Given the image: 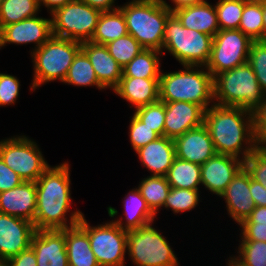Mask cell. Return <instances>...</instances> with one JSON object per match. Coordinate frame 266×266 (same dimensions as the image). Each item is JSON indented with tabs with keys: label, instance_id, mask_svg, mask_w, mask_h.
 Instances as JSON below:
<instances>
[{
	"label": "cell",
	"instance_id": "obj_1",
	"mask_svg": "<svg viewBox=\"0 0 266 266\" xmlns=\"http://www.w3.org/2000/svg\"><path fill=\"white\" fill-rule=\"evenodd\" d=\"M71 179L68 162L50 166L36 181V230H64L80 222V210L67 214L71 206ZM70 221H68V220Z\"/></svg>",
	"mask_w": 266,
	"mask_h": 266
},
{
	"label": "cell",
	"instance_id": "obj_2",
	"mask_svg": "<svg viewBox=\"0 0 266 266\" xmlns=\"http://www.w3.org/2000/svg\"><path fill=\"white\" fill-rule=\"evenodd\" d=\"M203 124L218 154L244 160L257 147L253 112L248 109L213 104L205 111Z\"/></svg>",
	"mask_w": 266,
	"mask_h": 266
},
{
	"label": "cell",
	"instance_id": "obj_3",
	"mask_svg": "<svg viewBox=\"0 0 266 266\" xmlns=\"http://www.w3.org/2000/svg\"><path fill=\"white\" fill-rule=\"evenodd\" d=\"M183 67V70L168 73L161 71L159 101L189 102L200 105L206 111L214 104L213 76L206 66L184 65Z\"/></svg>",
	"mask_w": 266,
	"mask_h": 266
},
{
	"label": "cell",
	"instance_id": "obj_4",
	"mask_svg": "<svg viewBox=\"0 0 266 266\" xmlns=\"http://www.w3.org/2000/svg\"><path fill=\"white\" fill-rule=\"evenodd\" d=\"M128 34L145 49L162 52L165 25L172 10L160 0H131L119 6Z\"/></svg>",
	"mask_w": 266,
	"mask_h": 266
},
{
	"label": "cell",
	"instance_id": "obj_5",
	"mask_svg": "<svg viewBox=\"0 0 266 266\" xmlns=\"http://www.w3.org/2000/svg\"><path fill=\"white\" fill-rule=\"evenodd\" d=\"M214 104L254 111L266 98L253 68L245 63L213 77Z\"/></svg>",
	"mask_w": 266,
	"mask_h": 266
},
{
	"label": "cell",
	"instance_id": "obj_6",
	"mask_svg": "<svg viewBox=\"0 0 266 266\" xmlns=\"http://www.w3.org/2000/svg\"><path fill=\"white\" fill-rule=\"evenodd\" d=\"M81 47V42L52 36L40 48L31 51L34 74L30 90L35 91L42 84L55 80L63 83Z\"/></svg>",
	"mask_w": 266,
	"mask_h": 266
},
{
	"label": "cell",
	"instance_id": "obj_7",
	"mask_svg": "<svg viewBox=\"0 0 266 266\" xmlns=\"http://www.w3.org/2000/svg\"><path fill=\"white\" fill-rule=\"evenodd\" d=\"M212 43V36L184 27L173 13L168 17L162 51H168L182 66H206Z\"/></svg>",
	"mask_w": 266,
	"mask_h": 266
},
{
	"label": "cell",
	"instance_id": "obj_8",
	"mask_svg": "<svg viewBox=\"0 0 266 266\" xmlns=\"http://www.w3.org/2000/svg\"><path fill=\"white\" fill-rule=\"evenodd\" d=\"M153 223L127 231V254L136 266H178L177 255L169 241Z\"/></svg>",
	"mask_w": 266,
	"mask_h": 266
},
{
	"label": "cell",
	"instance_id": "obj_9",
	"mask_svg": "<svg viewBox=\"0 0 266 266\" xmlns=\"http://www.w3.org/2000/svg\"><path fill=\"white\" fill-rule=\"evenodd\" d=\"M38 146L26 135L9 137L0 141V157L23 181L36 182L51 166Z\"/></svg>",
	"mask_w": 266,
	"mask_h": 266
},
{
	"label": "cell",
	"instance_id": "obj_10",
	"mask_svg": "<svg viewBox=\"0 0 266 266\" xmlns=\"http://www.w3.org/2000/svg\"><path fill=\"white\" fill-rule=\"evenodd\" d=\"M101 13L79 0L70 2L50 14L52 34L81 43L91 41Z\"/></svg>",
	"mask_w": 266,
	"mask_h": 266
},
{
	"label": "cell",
	"instance_id": "obj_11",
	"mask_svg": "<svg viewBox=\"0 0 266 266\" xmlns=\"http://www.w3.org/2000/svg\"><path fill=\"white\" fill-rule=\"evenodd\" d=\"M78 225L88 234L91 250L100 266H125L127 231L112 220L91 226L84 215Z\"/></svg>",
	"mask_w": 266,
	"mask_h": 266
},
{
	"label": "cell",
	"instance_id": "obj_12",
	"mask_svg": "<svg viewBox=\"0 0 266 266\" xmlns=\"http://www.w3.org/2000/svg\"><path fill=\"white\" fill-rule=\"evenodd\" d=\"M252 43L253 40L239 29L219 30L213 37L207 70L214 77L247 63Z\"/></svg>",
	"mask_w": 266,
	"mask_h": 266
},
{
	"label": "cell",
	"instance_id": "obj_13",
	"mask_svg": "<svg viewBox=\"0 0 266 266\" xmlns=\"http://www.w3.org/2000/svg\"><path fill=\"white\" fill-rule=\"evenodd\" d=\"M52 36L51 18L39 16L27 18L0 29V49L6 46L7 43L16 45L34 43V51Z\"/></svg>",
	"mask_w": 266,
	"mask_h": 266
},
{
	"label": "cell",
	"instance_id": "obj_14",
	"mask_svg": "<svg viewBox=\"0 0 266 266\" xmlns=\"http://www.w3.org/2000/svg\"><path fill=\"white\" fill-rule=\"evenodd\" d=\"M35 231L32 222L0 213V259L6 261L28 249Z\"/></svg>",
	"mask_w": 266,
	"mask_h": 266
},
{
	"label": "cell",
	"instance_id": "obj_15",
	"mask_svg": "<svg viewBox=\"0 0 266 266\" xmlns=\"http://www.w3.org/2000/svg\"><path fill=\"white\" fill-rule=\"evenodd\" d=\"M244 166V160L216 153L201 165V183L204 188L221 196L234 176Z\"/></svg>",
	"mask_w": 266,
	"mask_h": 266
},
{
	"label": "cell",
	"instance_id": "obj_16",
	"mask_svg": "<svg viewBox=\"0 0 266 266\" xmlns=\"http://www.w3.org/2000/svg\"><path fill=\"white\" fill-rule=\"evenodd\" d=\"M30 247L37 266H69L64 230H36Z\"/></svg>",
	"mask_w": 266,
	"mask_h": 266
},
{
	"label": "cell",
	"instance_id": "obj_17",
	"mask_svg": "<svg viewBox=\"0 0 266 266\" xmlns=\"http://www.w3.org/2000/svg\"><path fill=\"white\" fill-rule=\"evenodd\" d=\"M205 110L184 101L165 102L164 136L175 139L204 122Z\"/></svg>",
	"mask_w": 266,
	"mask_h": 266
},
{
	"label": "cell",
	"instance_id": "obj_18",
	"mask_svg": "<svg viewBox=\"0 0 266 266\" xmlns=\"http://www.w3.org/2000/svg\"><path fill=\"white\" fill-rule=\"evenodd\" d=\"M225 200L227 213L239 225L255 209L250 193V174L243 166L219 196Z\"/></svg>",
	"mask_w": 266,
	"mask_h": 266
},
{
	"label": "cell",
	"instance_id": "obj_19",
	"mask_svg": "<svg viewBox=\"0 0 266 266\" xmlns=\"http://www.w3.org/2000/svg\"><path fill=\"white\" fill-rule=\"evenodd\" d=\"M174 144L177 158L198 165L204 164L216 154L213 141L204 124L175 138Z\"/></svg>",
	"mask_w": 266,
	"mask_h": 266
},
{
	"label": "cell",
	"instance_id": "obj_20",
	"mask_svg": "<svg viewBox=\"0 0 266 266\" xmlns=\"http://www.w3.org/2000/svg\"><path fill=\"white\" fill-rule=\"evenodd\" d=\"M36 211V182L23 181L0 193V213L26 219L34 224Z\"/></svg>",
	"mask_w": 266,
	"mask_h": 266
},
{
	"label": "cell",
	"instance_id": "obj_21",
	"mask_svg": "<svg viewBox=\"0 0 266 266\" xmlns=\"http://www.w3.org/2000/svg\"><path fill=\"white\" fill-rule=\"evenodd\" d=\"M122 203L123 208L125 209V222L122 221L120 217L113 220V218L118 214V211L111 206L107 207L108 215L122 230H136L154 222L156 214L149 208L137 187L133 188L127 193V195H125Z\"/></svg>",
	"mask_w": 266,
	"mask_h": 266
},
{
	"label": "cell",
	"instance_id": "obj_22",
	"mask_svg": "<svg viewBox=\"0 0 266 266\" xmlns=\"http://www.w3.org/2000/svg\"><path fill=\"white\" fill-rule=\"evenodd\" d=\"M81 50L91 62L98 81L106 89L113 90L122 78V67L109 54L107 47L86 41L82 43Z\"/></svg>",
	"mask_w": 266,
	"mask_h": 266
},
{
	"label": "cell",
	"instance_id": "obj_23",
	"mask_svg": "<svg viewBox=\"0 0 266 266\" xmlns=\"http://www.w3.org/2000/svg\"><path fill=\"white\" fill-rule=\"evenodd\" d=\"M142 166L154 176H166L176 157L174 140L161 136L136 151Z\"/></svg>",
	"mask_w": 266,
	"mask_h": 266
},
{
	"label": "cell",
	"instance_id": "obj_24",
	"mask_svg": "<svg viewBox=\"0 0 266 266\" xmlns=\"http://www.w3.org/2000/svg\"><path fill=\"white\" fill-rule=\"evenodd\" d=\"M113 91L137 109L159 101V78L122 77Z\"/></svg>",
	"mask_w": 266,
	"mask_h": 266
},
{
	"label": "cell",
	"instance_id": "obj_25",
	"mask_svg": "<svg viewBox=\"0 0 266 266\" xmlns=\"http://www.w3.org/2000/svg\"><path fill=\"white\" fill-rule=\"evenodd\" d=\"M172 13L188 29H194L212 37L220 30L215 5L207 1L173 8Z\"/></svg>",
	"mask_w": 266,
	"mask_h": 266
},
{
	"label": "cell",
	"instance_id": "obj_26",
	"mask_svg": "<svg viewBox=\"0 0 266 266\" xmlns=\"http://www.w3.org/2000/svg\"><path fill=\"white\" fill-rule=\"evenodd\" d=\"M65 243L69 266H100L88 234L79 225L65 229Z\"/></svg>",
	"mask_w": 266,
	"mask_h": 266
},
{
	"label": "cell",
	"instance_id": "obj_27",
	"mask_svg": "<svg viewBox=\"0 0 266 266\" xmlns=\"http://www.w3.org/2000/svg\"><path fill=\"white\" fill-rule=\"evenodd\" d=\"M127 34L128 30L124 15L118 8L101 13L91 42L106 45Z\"/></svg>",
	"mask_w": 266,
	"mask_h": 266
},
{
	"label": "cell",
	"instance_id": "obj_28",
	"mask_svg": "<svg viewBox=\"0 0 266 266\" xmlns=\"http://www.w3.org/2000/svg\"><path fill=\"white\" fill-rule=\"evenodd\" d=\"M163 53L155 49L142 50L122 68V77L160 78Z\"/></svg>",
	"mask_w": 266,
	"mask_h": 266
},
{
	"label": "cell",
	"instance_id": "obj_29",
	"mask_svg": "<svg viewBox=\"0 0 266 266\" xmlns=\"http://www.w3.org/2000/svg\"><path fill=\"white\" fill-rule=\"evenodd\" d=\"M165 177L172 188L200 190L201 165L175 157Z\"/></svg>",
	"mask_w": 266,
	"mask_h": 266
},
{
	"label": "cell",
	"instance_id": "obj_30",
	"mask_svg": "<svg viewBox=\"0 0 266 266\" xmlns=\"http://www.w3.org/2000/svg\"><path fill=\"white\" fill-rule=\"evenodd\" d=\"M63 83L74 86H96L98 89H106L99 81L87 55L80 50L69 67Z\"/></svg>",
	"mask_w": 266,
	"mask_h": 266
},
{
	"label": "cell",
	"instance_id": "obj_31",
	"mask_svg": "<svg viewBox=\"0 0 266 266\" xmlns=\"http://www.w3.org/2000/svg\"><path fill=\"white\" fill-rule=\"evenodd\" d=\"M149 208L157 214L163 207L171 186L165 176L149 175L139 182L137 187Z\"/></svg>",
	"mask_w": 266,
	"mask_h": 266
},
{
	"label": "cell",
	"instance_id": "obj_32",
	"mask_svg": "<svg viewBox=\"0 0 266 266\" xmlns=\"http://www.w3.org/2000/svg\"><path fill=\"white\" fill-rule=\"evenodd\" d=\"M40 11L38 0H4L0 6V29L27 18Z\"/></svg>",
	"mask_w": 266,
	"mask_h": 266
},
{
	"label": "cell",
	"instance_id": "obj_33",
	"mask_svg": "<svg viewBox=\"0 0 266 266\" xmlns=\"http://www.w3.org/2000/svg\"><path fill=\"white\" fill-rule=\"evenodd\" d=\"M239 30L253 41L263 35V0H247L241 15Z\"/></svg>",
	"mask_w": 266,
	"mask_h": 266
},
{
	"label": "cell",
	"instance_id": "obj_34",
	"mask_svg": "<svg viewBox=\"0 0 266 266\" xmlns=\"http://www.w3.org/2000/svg\"><path fill=\"white\" fill-rule=\"evenodd\" d=\"M247 0H218L215 10L220 30L238 29Z\"/></svg>",
	"mask_w": 266,
	"mask_h": 266
},
{
	"label": "cell",
	"instance_id": "obj_35",
	"mask_svg": "<svg viewBox=\"0 0 266 266\" xmlns=\"http://www.w3.org/2000/svg\"><path fill=\"white\" fill-rule=\"evenodd\" d=\"M109 54L123 68L145 48L130 34L113 40L105 45Z\"/></svg>",
	"mask_w": 266,
	"mask_h": 266
},
{
	"label": "cell",
	"instance_id": "obj_36",
	"mask_svg": "<svg viewBox=\"0 0 266 266\" xmlns=\"http://www.w3.org/2000/svg\"><path fill=\"white\" fill-rule=\"evenodd\" d=\"M200 190L172 188L165 200L163 208L171 209L173 213L186 212L194 209L200 203Z\"/></svg>",
	"mask_w": 266,
	"mask_h": 266
},
{
	"label": "cell",
	"instance_id": "obj_37",
	"mask_svg": "<svg viewBox=\"0 0 266 266\" xmlns=\"http://www.w3.org/2000/svg\"><path fill=\"white\" fill-rule=\"evenodd\" d=\"M235 258L244 266H266V242L239 241Z\"/></svg>",
	"mask_w": 266,
	"mask_h": 266
},
{
	"label": "cell",
	"instance_id": "obj_38",
	"mask_svg": "<svg viewBox=\"0 0 266 266\" xmlns=\"http://www.w3.org/2000/svg\"><path fill=\"white\" fill-rule=\"evenodd\" d=\"M134 114L160 137L164 136L165 102L158 101L153 104L134 109Z\"/></svg>",
	"mask_w": 266,
	"mask_h": 266
},
{
	"label": "cell",
	"instance_id": "obj_39",
	"mask_svg": "<svg viewBox=\"0 0 266 266\" xmlns=\"http://www.w3.org/2000/svg\"><path fill=\"white\" fill-rule=\"evenodd\" d=\"M247 63L253 68L259 86L266 94V43L253 41Z\"/></svg>",
	"mask_w": 266,
	"mask_h": 266
},
{
	"label": "cell",
	"instance_id": "obj_40",
	"mask_svg": "<svg viewBox=\"0 0 266 266\" xmlns=\"http://www.w3.org/2000/svg\"><path fill=\"white\" fill-rule=\"evenodd\" d=\"M129 123V140L135 152L160 137L135 114L132 115Z\"/></svg>",
	"mask_w": 266,
	"mask_h": 266
},
{
	"label": "cell",
	"instance_id": "obj_41",
	"mask_svg": "<svg viewBox=\"0 0 266 266\" xmlns=\"http://www.w3.org/2000/svg\"><path fill=\"white\" fill-rule=\"evenodd\" d=\"M244 167L253 180L259 182L266 188V147L257 146L244 159Z\"/></svg>",
	"mask_w": 266,
	"mask_h": 266
},
{
	"label": "cell",
	"instance_id": "obj_42",
	"mask_svg": "<svg viewBox=\"0 0 266 266\" xmlns=\"http://www.w3.org/2000/svg\"><path fill=\"white\" fill-rule=\"evenodd\" d=\"M20 86L16 76L0 73V107L13 105L16 102Z\"/></svg>",
	"mask_w": 266,
	"mask_h": 266
},
{
	"label": "cell",
	"instance_id": "obj_43",
	"mask_svg": "<svg viewBox=\"0 0 266 266\" xmlns=\"http://www.w3.org/2000/svg\"><path fill=\"white\" fill-rule=\"evenodd\" d=\"M253 124L257 146L266 147V98L253 111Z\"/></svg>",
	"mask_w": 266,
	"mask_h": 266
},
{
	"label": "cell",
	"instance_id": "obj_44",
	"mask_svg": "<svg viewBox=\"0 0 266 266\" xmlns=\"http://www.w3.org/2000/svg\"><path fill=\"white\" fill-rule=\"evenodd\" d=\"M240 241H263L266 242V226L257 223H240Z\"/></svg>",
	"mask_w": 266,
	"mask_h": 266
},
{
	"label": "cell",
	"instance_id": "obj_45",
	"mask_svg": "<svg viewBox=\"0 0 266 266\" xmlns=\"http://www.w3.org/2000/svg\"><path fill=\"white\" fill-rule=\"evenodd\" d=\"M22 182L19 175L10 169L0 157V193L10 190Z\"/></svg>",
	"mask_w": 266,
	"mask_h": 266
},
{
	"label": "cell",
	"instance_id": "obj_46",
	"mask_svg": "<svg viewBox=\"0 0 266 266\" xmlns=\"http://www.w3.org/2000/svg\"><path fill=\"white\" fill-rule=\"evenodd\" d=\"M7 266H37L36 255L31 247L6 260Z\"/></svg>",
	"mask_w": 266,
	"mask_h": 266
},
{
	"label": "cell",
	"instance_id": "obj_47",
	"mask_svg": "<svg viewBox=\"0 0 266 266\" xmlns=\"http://www.w3.org/2000/svg\"><path fill=\"white\" fill-rule=\"evenodd\" d=\"M250 193L256 206H266V188L251 177Z\"/></svg>",
	"mask_w": 266,
	"mask_h": 266
},
{
	"label": "cell",
	"instance_id": "obj_48",
	"mask_svg": "<svg viewBox=\"0 0 266 266\" xmlns=\"http://www.w3.org/2000/svg\"><path fill=\"white\" fill-rule=\"evenodd\" d=\"M241 223H257L266 226V206H256L252 213Z\"/></svg>",
	"mask_w": 266,
	"mask_h": 266
},
{
	"label": "cell",
	"instance_id": "obj_49",
	"mask_svg": "<svg viewBox=\"0 0 266 266\" xmlns=\"http://www.w3.org/2000/svg\"><path fill=\"white\" fill-rule=\"evenodd\" d=\"M91 6L92 8L98 9L101 12L112 11L119 8V5L115 7L116 0H79Z\"/></svg>",
	"mask_w": 266,
	"mask_h": 266
},
{
	"label": "cell",
	"instance_id": "obj_50",
	"mask_svg": "<svg viewBox=\"0 0 266 266\" xmlns=\"http://www.w3.org/2000/svg\"><path fill=\"white\" fill-rule=\"evenodd\" d=\"M74 1L76 0H38L39 7L41 8V5L45 6L47 8V11H50V14H52L55 10L61 8L62 6H65L66 4Z\"/></svg>",
	"mask_w": 266,
	"mask_h": 266
},
{
	"label": "cell",
	"instance_id": "obj_51",
	"mask_svg": "<svg viewBox=\"0 0 266 266\" xmlns=\"http://www.w3.org/2000/svg\"><path fill=\"white\" fill-rule=\"evenodd\" d=\"M162 3L166 4L171 10L176 7H182L185 5H192V4H197V3H202L206 0H170L171 3L174 5L172 6L171 4L167 3L166 0H160Z\"/></svg>",
	"mask_w": 266,
	"mask_h": 266
},
{
	"label": "cell",
	"instance_id": "obj_52",
	"mask_svg": "<svg viewBox=\"0 0 266 266\" xmlns=\"http://www.w3.org/2000/svg\"><path fill=\"white\" fill-rule=\"evenodd\" d=\"M259 41L266 43V0H263V35Z\"/></svg>",
	"mask_w": 266,
	"mask_h": 266
},
{
	"label": "cell",
	"instance_id": "obj_53",
	"mask_svg": "<svg viewBox=\"0 0 266 266\" xmlns=\"http://www.w3.org/2000/svg\"><path fill=\"white\" fill-rule=\"evenodd\" d=\"M226 263L228 266H244L240 261L235 258V255L229 257V260Z\"/></svg>",
	"mask_w": 266,
	"mask_h": 266
},
{
	"label": "cell",
	"instance_id": "obj_54",
	"mask_svg": "<svg viewBox=\"0 0 266 266\" xmlns=\"http://www.w3.org/2000/svg\"><path fill=\"white\" fill-rule=\"evenodd\" d=\"M0 266H7V263L5 260L0 259Z\"/></svg>",
	"mask_w": 266,
	"mask_h": 266
}]
</instances>
